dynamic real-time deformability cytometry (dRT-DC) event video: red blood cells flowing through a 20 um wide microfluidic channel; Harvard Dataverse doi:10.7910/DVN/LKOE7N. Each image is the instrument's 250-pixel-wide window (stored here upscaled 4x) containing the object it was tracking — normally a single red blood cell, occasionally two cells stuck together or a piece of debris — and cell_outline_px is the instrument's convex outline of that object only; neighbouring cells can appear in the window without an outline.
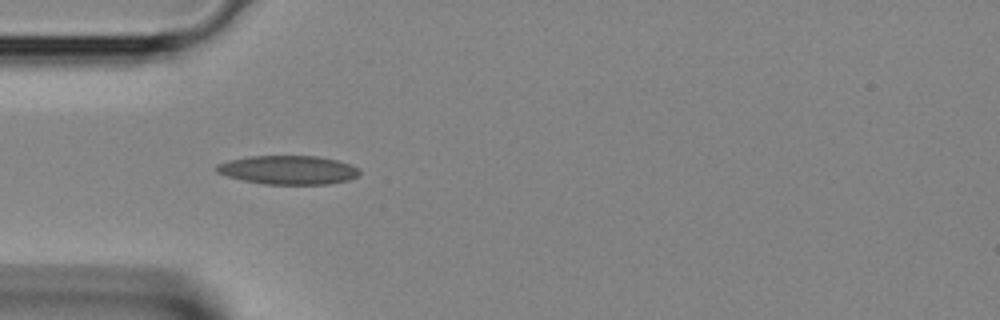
{"species": "Egyptian fruit bat (a non-hibernating species)", "species_latin": "Rousettus aegyptiacus", "temperature_condition": "room temperature", "stored_images_in_passage": 30, "camera_frame_rate_fps": 3000, "um_per_image_px": 0.085, "animal": {"sex": "female"}, "frame": {"image": 1, "passage_image": 3, "time_ms": 0.667, "image_size_px": [1000, 320], "cell_outline_px": [[360, 176], [348, 180], [328, 184], [264, 184], [244, 180], [228, 176], [216, 172], [216, 164], [228, 160], [248, 156], [316, 156], [336, 160], [348, 164], [356, 168], [360, 172]], "centroid_in_image_um": [24.48, 14.44], "position_along_channel_um": 60.5, "area_um2": 23.87}}
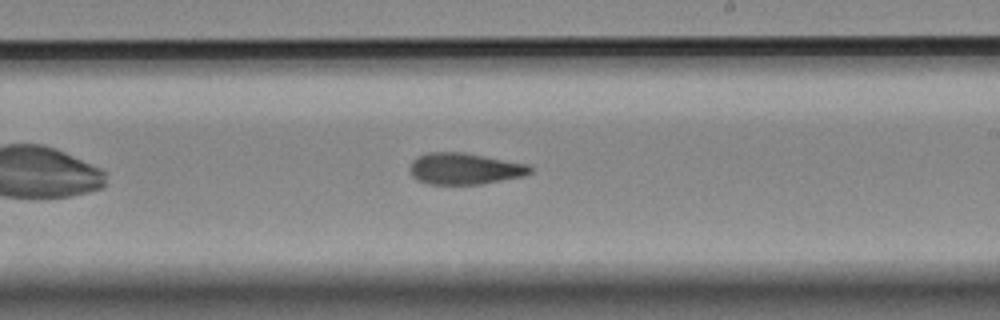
{"frame": {"image": 2, "passage_image": 14, "time_ms": 4.333, "image_size_px": [1000, 320], "cell_outline_px": [[532, 172], [524, 176], [480, 184], [428, 184], [416, 180], [412, 176], [408, 168], [412, 160], [416, 156], [428, 152], [464, 152], [528, 164], [532, 168]], "centroid_in_image_um": [39.45, 14.33], "position_along_channel_um": 249.6, "area_um2": 22.25}}
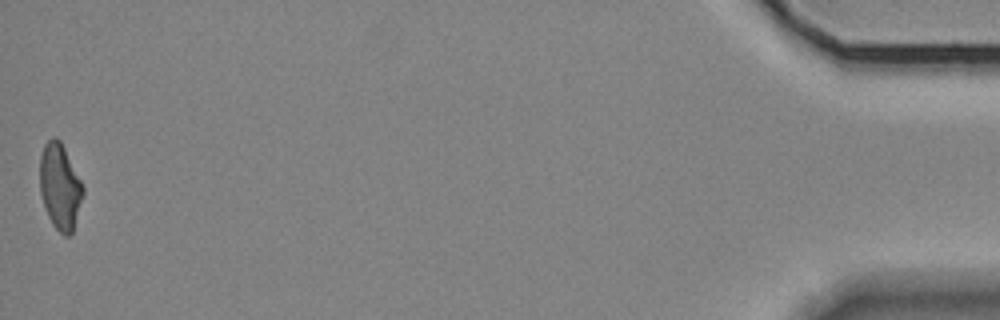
{"frame": {"image": 3, "passage_image": 30, "time_ms": 9.667, "image_size_px": [1000, 320], "cell_outline_px": [[84, 192], [72, 232], [68, 236], [64, 236], [52, 224], [48, 216], [40, 192], [40, 156], [44, 144], [52, 136], [56, 136], [60, 140], [84, 188]], "centroid_in_image_um": [5.08, 15.84], "position_along_channel_um": 430.1, "area_um2": 21.27}}